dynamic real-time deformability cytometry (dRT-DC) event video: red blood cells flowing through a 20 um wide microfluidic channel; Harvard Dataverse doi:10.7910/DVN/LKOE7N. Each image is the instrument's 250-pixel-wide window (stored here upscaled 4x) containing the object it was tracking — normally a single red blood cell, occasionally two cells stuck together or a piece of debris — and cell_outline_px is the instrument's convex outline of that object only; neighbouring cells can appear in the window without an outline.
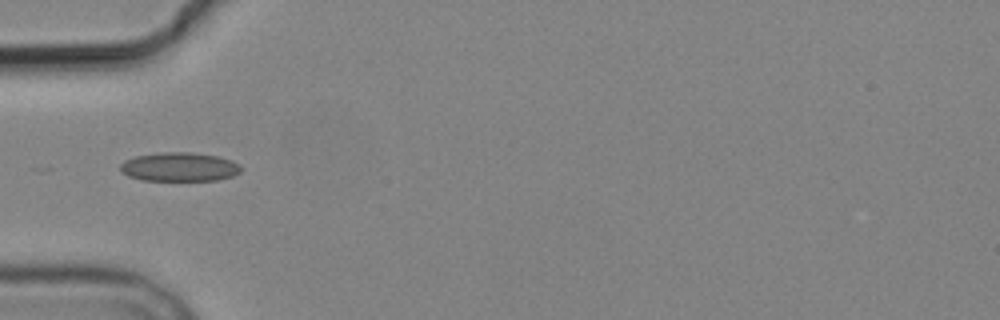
{"species": "common noctule bat (a hibernating species)", "species_latin": "Nyctalus noctula", "temperature_condition": "cold", "stored_images_in_passage": 2, "camera_frame_rate_fps": 3000, "um_per_image_px": 0.085, "animal": {"sex": "male", "body_mass_g": 19.2, "forearm_length_mm": 51.8}, "frame": {"image": 1, "passage_image": 1, "time_ms": 0.0, "image_size_px": [1000, 320], "cell_outline_px": [[244, 168], [240, 172], [232, 176], [216, 180], [140, 180], [128, 176], [120, 172], [120, 164], [124, 160], [136, 156], [160, 152], [192, 152], [220, 156], [232, 160], [240, 164]], "centroid_in_image_um": [15.26, 14.18], "position_along_channel_um": 69.7, "area_um2": 20.63}}
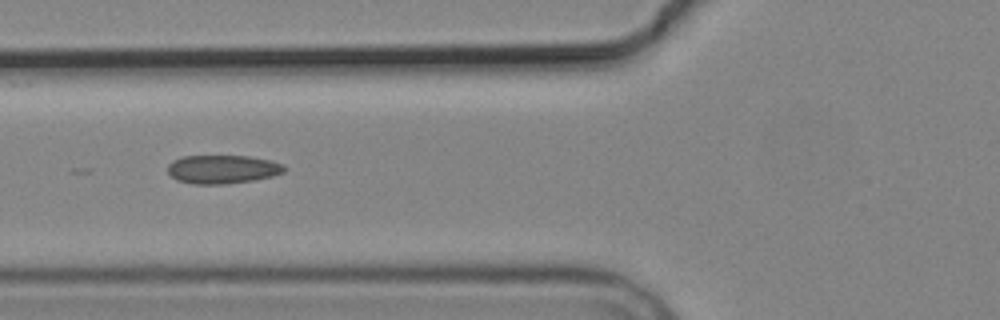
{"frame": {"image": 2, "passage_image": 2, "time_ms": 1.0, "image_size_px": [1000, 320], "cell_outline_px": [[288, 168], [284, 172], [272, 176], [252, 180], [224, 184], [192, 184], [176, 180], [168, 172], [168, 164], [172, 160], [184, 156], [248, 156], [272, 160], [284, 164]], "centroid_in_image_um": [18.93, 14.38], "position_along_channel_um": 106.9, "area_um2": 19.54}}